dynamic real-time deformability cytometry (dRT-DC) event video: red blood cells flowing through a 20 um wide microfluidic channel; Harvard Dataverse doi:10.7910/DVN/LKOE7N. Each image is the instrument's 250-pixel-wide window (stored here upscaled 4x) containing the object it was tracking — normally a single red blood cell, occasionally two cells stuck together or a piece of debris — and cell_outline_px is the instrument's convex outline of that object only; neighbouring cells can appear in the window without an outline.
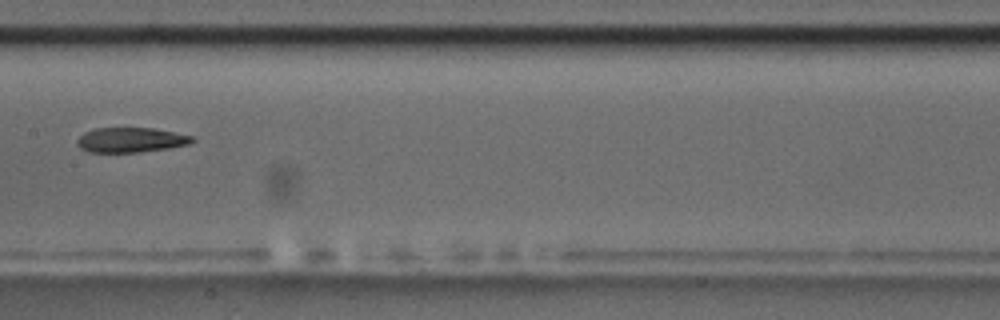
{"species": "common noctule bat (a hibernating species)", "species_latin": "Nyctalus noctula", "temperature_condition": "room temperature", "stored_images_in_passage": 11, "camera_frame_rate_fps": 3000, "um_per_image_px": 0.085, "animal": {"sex": "male", "body_mass_g": 17.5, "forearm_length_mm": 52.3}, "frame": {"image": 1, "passage_image": 8, "time_ms": 9.0, "image_size_px": [1000, 320], "cell_outline_px": [[196, 140], [188, 144], [168, 148], [140, 152], [88, 152], [80, 148], [76, 144], [76, 140], [84, 132], [96, 128], [152, 128], [196, 136]], "centroid_in_image_um": [11.12, 11.89], "position_along_channel_um": 196.3, "area_um2": 16.76}}
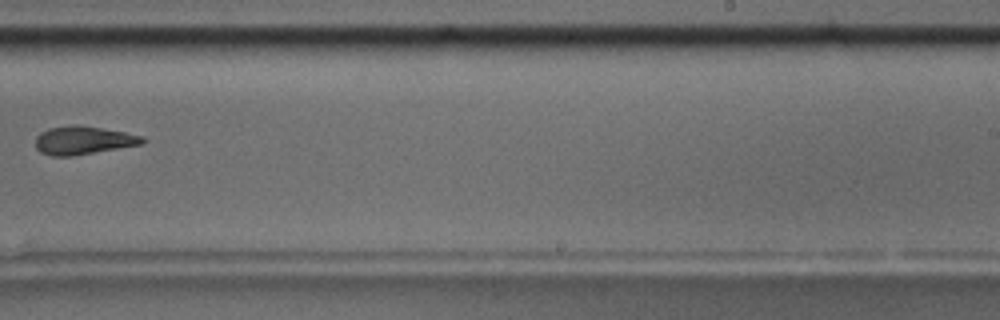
{"frame": {"image": 2, "passage_image": 10, "time_ms": 11.333, "image_size_px": [1000, 320], "cell_outline_px": [[144, 144], [72, 156], [52, 156], [40, 152], [36, 148], [36, 136], [40, 132], [48, 128], [100, 128], [124, 132], [144, 136]], "centroid_in_image_um": [7.09, 11.98], "position_along_channel_um": 281.9, "area_um2": 16.88}}